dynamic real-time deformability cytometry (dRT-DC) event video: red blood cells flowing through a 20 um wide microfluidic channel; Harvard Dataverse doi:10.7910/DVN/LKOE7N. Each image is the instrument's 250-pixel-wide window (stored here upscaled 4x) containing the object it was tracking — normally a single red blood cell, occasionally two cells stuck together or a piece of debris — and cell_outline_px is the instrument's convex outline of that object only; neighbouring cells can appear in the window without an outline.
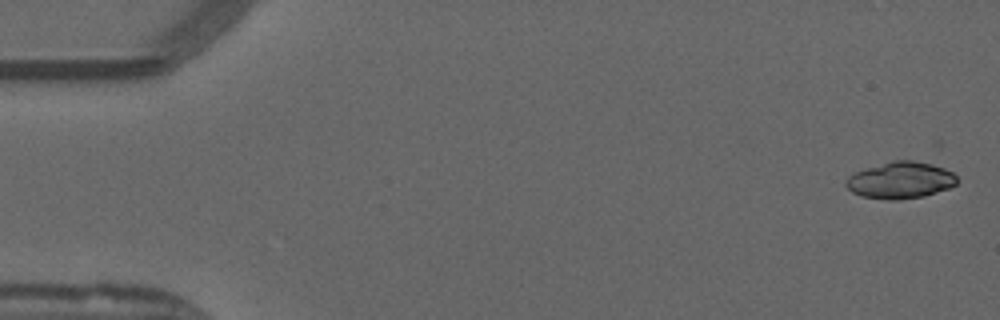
{"species": "common noctule bat (a hibernating species)", "species_latin": "Nyctalus noctula", "temperature_condition": "warm", "stored_images_in_passage": 38, "camera_frame_rate_fps": 3000, "um_per_image_px": 0.085, "animal": {"sex": "male", "forearm_length_mm": 52.5}, "frame": {"image": 1, "passage_image": 1, "time_ms": 0.0, "image_size_px": [1000, 320], "cell_outline_px": [[960, 180], [956, 184], [948, 188], [924, 196], [900, 200], [892, 200], [860, 196], [852, 192], [844, 184], [844, 180], [848, 176], [856, 172], [892, 160], [912, 160], [932, 164], [944, 168], [952, 172]], "centroid_in_image_um": [76.54, 15.32], "position_along_channel_um": 8.5, "area_um2": 23.76}}
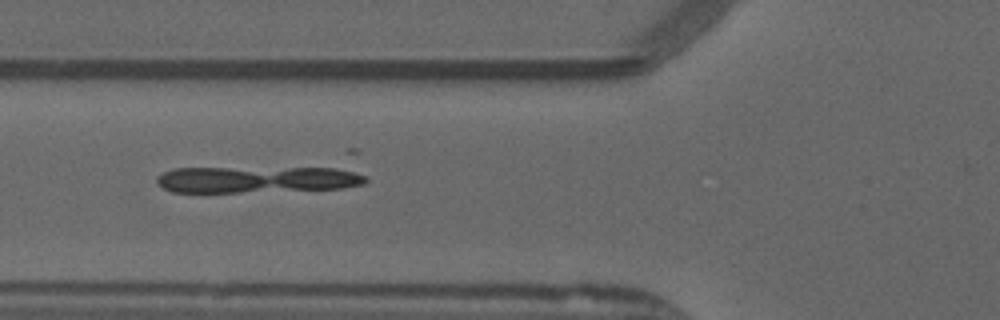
{"frame": {"image": 2, "passage_image": 20, "time_ms": 6.333, "image_size_px": [1000, 320], "cell_outline_px": [[368, 180], [364, 184], [344, 188], [240, 192], [172, 192], [156, 184], [156, 176], [172, 168], [336, 168], [368, 176]], "centroid_in_image_um": [21.8, 15.25], "position_along_channel_um": 104.0, "area_um2": 32.25}}
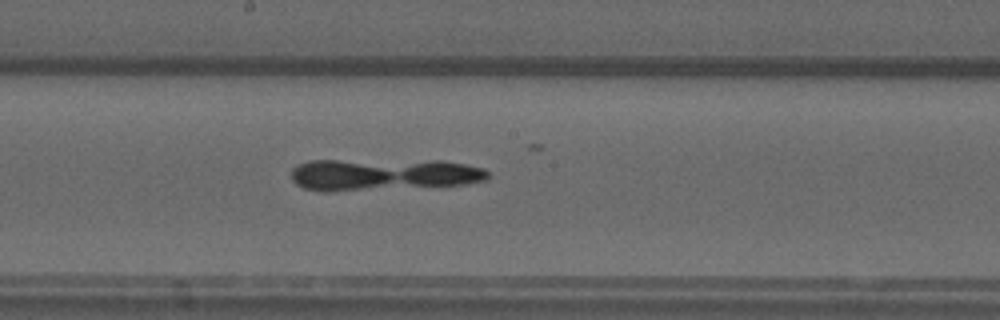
{"frame": {"image": 3, "passage_image": 29, "time_ms": 9.333, "image_size_px": [1000, 320], "cell_outline_px": [[488, 180], [468, 184], [332, 192], [324, 192], [304, 188], [296, 184], [292, 180], [292, 168], [296, 164], [308, 160], [440, 160], [464, 164], [484, 168], [488, 172]], "centroid_in_image_um": [32.54, 14.83], "position_along_channel_um": 215.7, "area_um2": 37.17}}